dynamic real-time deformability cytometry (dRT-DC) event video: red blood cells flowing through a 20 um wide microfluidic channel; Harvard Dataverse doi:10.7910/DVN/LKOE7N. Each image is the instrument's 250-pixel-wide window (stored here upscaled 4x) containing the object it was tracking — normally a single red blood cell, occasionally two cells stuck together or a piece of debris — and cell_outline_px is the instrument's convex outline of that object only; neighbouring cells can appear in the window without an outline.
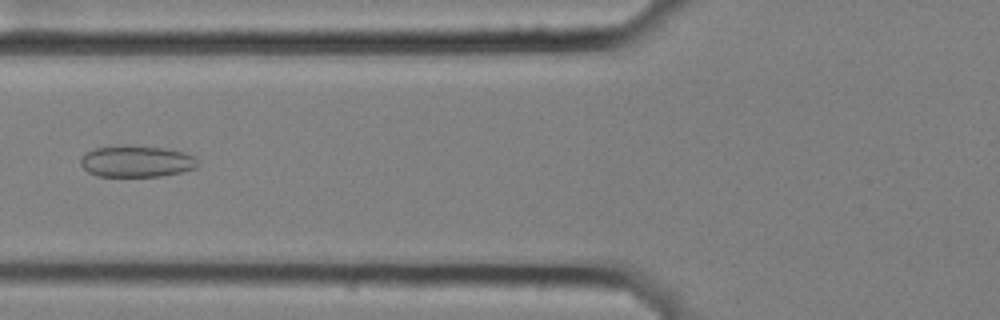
{"species": "common noctule bat (a hibernating species)", "species_latin": "Nyctalus noctula", "temperature_condition": "cold", "stored_images_in_passage": 6, "camera_frame_rate_fps": 3000, "um_per_image_px": 0.085, "animal": {"sex": "female", "body_mass_g": 25.1}, "frame": {"image": 1, "passage_image": 6, "time_ms": 1.667, "image_size_px": [1000, 320], "cell_outline_px": [[196, 168], [180, 172], [160, 176], [96, 176], [88, 172], [80, 164], [80, 156], [96, 148], [124, 144], [164, 148], [184, 152], [196, 156]], "centroid_in_image_um": [11.58, 13.7], "position_along_channel_um": 114.2, "area_um2": 21.62}}